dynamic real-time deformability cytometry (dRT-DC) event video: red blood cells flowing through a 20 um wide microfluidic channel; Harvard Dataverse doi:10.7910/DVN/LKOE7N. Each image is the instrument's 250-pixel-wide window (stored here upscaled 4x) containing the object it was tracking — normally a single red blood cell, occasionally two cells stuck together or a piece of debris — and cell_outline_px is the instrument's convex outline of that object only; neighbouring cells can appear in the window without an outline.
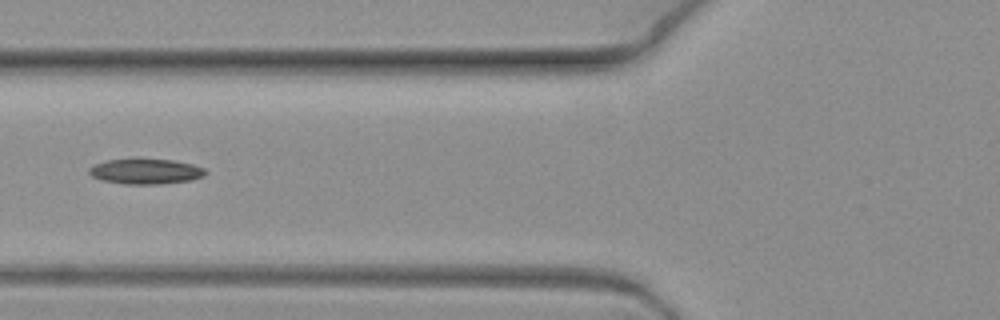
{"species": "common noctule bat (a hibernating species)", "species_latin": "Nyctalus noctula", "temperature_condition": "warm", "stored_images_in_passage": 13, "camera_frame_rate_fps": 3000, "um_per_image_px": 0.085, "animal": {"sex": "female", "body_mass_g": 19.3, "forearm_length_mm": 54.1}, "frame": {"image": 1, "passage_image": 11, "time_ms": 3.333, "image_size_px": [1000, 320], "cell_outline_px": [[208, 172], [204, 176], [192, 180], [160, 184], [124, 184], [100, 180], [92, 176], [88, 172], [88, 168], [92, 164], [104, 160], [172, 160], [192, 164], [204, 168]], "centroid_in_image_um": [12.36, 14.58], "position_along_channel_um": 113.4, "area_um2": 17.11}}